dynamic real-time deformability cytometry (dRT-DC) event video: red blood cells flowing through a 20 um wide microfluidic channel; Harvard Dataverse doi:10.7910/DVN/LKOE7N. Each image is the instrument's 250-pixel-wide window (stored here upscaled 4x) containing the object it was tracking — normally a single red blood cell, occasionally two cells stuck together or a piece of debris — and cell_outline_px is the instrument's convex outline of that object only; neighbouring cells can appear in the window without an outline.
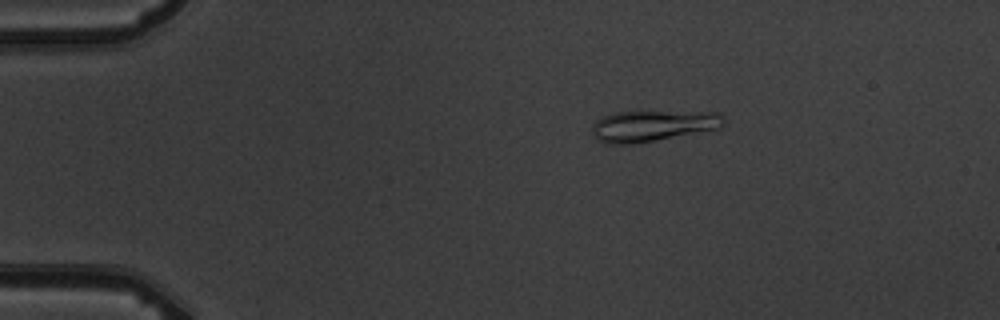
{"species": "common noctule bat (a hibernating species)", "species_latin": "Nyctalus noctula", "temperature_condition": "warm", "stored_images_in_passage": 5, "camera_frame_rate_fps": 3000, "um_per_image_px": 0.085, "animal": {"sex": "male", "body_mass_g": 19.5, "forearm_length_mm": 54.6}, "frame": {"image": 1, "passage_image": 3, "time_ms": 2.333, "image_size_px": [1000, 320], "cell_outline_px": [[724, 124], [720, 128], [656, 140], [632, 144], [608, 144], [596, 140], [592, 132], [592, 128], [596, 120], [604, 116], [616, 112], [720, 112], [724, 116]], "centroid_in_image_um": [55.48, 10.7], "position_along_channel_um": 29.5, "area_um2": 23.7}}